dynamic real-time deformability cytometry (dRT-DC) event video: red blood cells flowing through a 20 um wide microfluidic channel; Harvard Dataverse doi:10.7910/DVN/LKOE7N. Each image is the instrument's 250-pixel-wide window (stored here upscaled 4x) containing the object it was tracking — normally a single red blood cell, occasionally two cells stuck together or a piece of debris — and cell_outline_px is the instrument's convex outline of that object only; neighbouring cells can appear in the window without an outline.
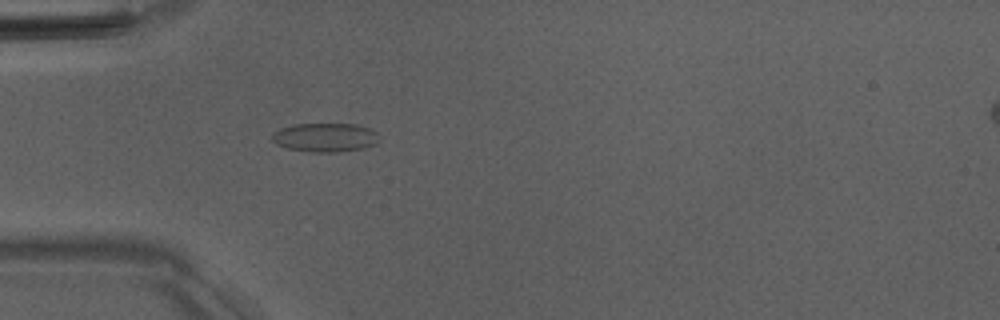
{"species": "Egyptian fruit bat (a non-hibernating species)", "species_latin": "Rousettus aegyptiacus", "temperature_condition": "room temperature", "stored_images_in_passage": 13, "camera_frame_rate_fps": 3000, "um_per_image_px": 0.085, "animal": {"sex": "male"}, "frame": {"image": 1, "passage_image": 1, "time_ms": 0.0, "image_size_px": [1000, 320], "cell_outline_px": [[380, 140], [376, 144], [364, 148], [336, 152], [308, 152], [288, 148], [276, 144], [272, 140], [272, 132], [280, 128], [296, 124], [356, 124], [368, 128], [376, 132]], "centroid_in_image_um": [27.63, 11.68], "position_along_channel_um": 57.4, "area_um2": 18.09}}
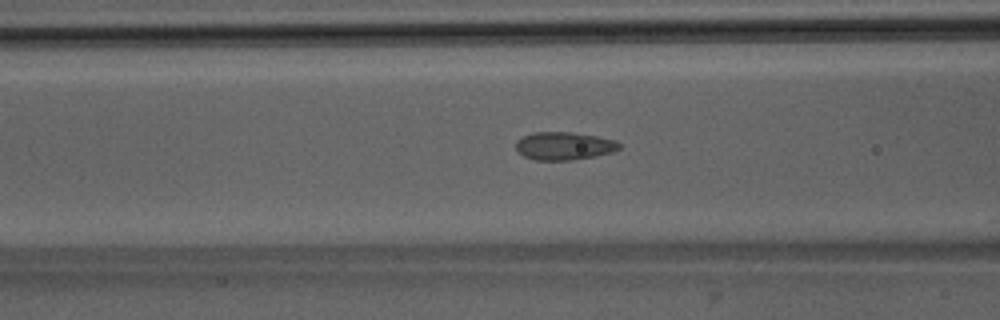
{"frame": {"image": 2, "passage_image": 6, "time_ms": 1.667, "image_size_px": [1000, 320], "cell_outline_px": [[620, 148], [612, 152], [596, 156], [572, 160], [536, 160], [524, 156], [516, 152], [516, 140], [532, 132], [572, 132], [596, 136], [616, 140], [620, 144]], "centroid_in_image_um": [47.93, 12.4], "position_along_channel_um": 118.7, "area_um2": 16.94}}